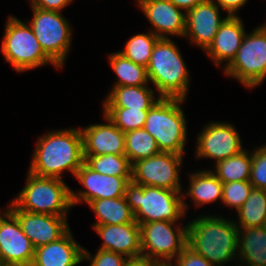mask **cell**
<instances>
[{
    "instance_id": "1",
    "label": "cell",
    "mask_w": 266,
    "mask_h": 266,
    "mask_svg": "<svg viewBox=\"0 0 266 266\" xmlns=\"http://www.w3.org/2000/svg\"><path fill=\"white\" fill-rule=\"evenodd\" d=\"M32 155L28 172L36 176L63 180L66 170L75 176L85 161L80 127L46 132L38 137Z\"/></svg>"
},
{
    "instance_id": "2",
    "label": "cell",
    "mask_w": 266,
    "mask_h": 266,
    "mask_svg": "<svg viewBox=\"0 0 266 266\" xmlns=\"http://www.w3.org/2000/svg\"><path fill=\"white\" fill-rule=\"evenodd\" d=\"M188 224L187 245L214 266L237 259L238 227L234 220L217 215H201Z\"/></svg>"
},
{
    "instance_id": "3",
    "label": "cell",
    "mask_w": 266,
    "mask_h": 266,
    "mask_svg": "<svg viewBox=\"0 0 266 266\" xmlns=\"http://www.w3.org/2000/svg\"><path fill=\"white\" fill-rule=\"evenodd\" d=\"M146 69L148 80L159 97L186 100L191 77L179 47L171 37L157 40Z\"/></svg>"
},
{
    "instance_id": "4",
    "label": "cell",
    "mask_w": 266,
    "mask_h": 266,
    "mask_svg": "<svg viewBox=\"0 0 266 266\" xmlns=\"http://www.w3.org/2000/svg\"><path fill=\"white\" fill-rule=\"evenodd\" d=\"M124 196L138 224L152 221L178 222L186 216L182 191L143 186L130 180Z\"/></svg>"
},
{
    "instance_id": "5",
    "label": "cell",
    "mask_w": 266,
    "mask_h": 266,
    "mask_svg": "<svg viewBox=\"0 0 266 266\" xmlns=\"http://www.w3.org/2000/svg\"><path fill=\"white\" fill-rule=\"evenodd\" d=\"M185 99L163 98L148 110L144 129L156 140L160 152L184 155L187 122L181 105Z\"/></svg>"
},
{
    "instance_id": "6",
    "label": "cell",
    "mask_w": 266,
    "mask_h": 266,
    "mask_svg": "<svg viewBox=\"0 0 266 266\" xmlns=\"http://www.w3.org/2000/svg\"><path fill=\"white\" fill-rule=\"evenodd\" d=\"M26 185L11 200L20 210L68 217L73 208L71 188L64 180L27 173Z\"/></svg>"
},
{
    "instance_id": "7",
    "label": "cell",
    "mask_w": 266,
    "mask_h": 266,
    "mask_svg": "<svg viewBox=\"0 0 266 266\" xmlns=\"http://www.w3.org/2000/svg\"><path fill=\"white\" fill-rule=\"evenodd\" d=\"M6 22L1 52L5 57L4 60L10 63L16 72L23 73L49 63L56 69H60L45 54L28 21L22 22L10 15Z\"/></svg>"
},
{
    "instance_id": "8",
    "label": "cell",
    "mask_w": 266,
    "mask_h": 266,
    "mask_svg": "<svg viewBox=\"0 0 266 266\" xmlns=\"http://www.w3.org/2000/svg\"><path fill=\"white\" fill-rule=\"evenodd\" d=\"M223 73L248 89L262 84L266 77V23L245 34L235 58Z\"/></svg>"
},
{
    "instance_id": "9",
    "label": "cell",
    "mask_w": 266,
    "mask_h": 266,
    "mask_svg": "<svg viewBox=\"0 0 266 266\" xmlns=\"http://www.w3.org/2000/svg\"><path fill=\"white\" fill-rule=\"evenodd\" d=\"M152 221L140 225L141 258L171 263L187 246L188 224Z\"/></svg>"
},
{
    "instance_id": "10",
    "label": "cell",
    "mask_w": 266,
    "mask_h": 266,
    "mask_svg": "<svg viewBox=\"0 0 266 266\" xmlns=\"http://www.w3.org/2000/svg\"><path fill=\"white\" fill-rule=\"evenodd\" d=\"M29 25L45 54L60 68L64 67L72 43V30L61 12L31 7Z\"/></svg>"
},
{
    "instance_id": "11",
    "label": "cell",
    "mask_w": 266,
    "mask_h": 266,
    "mask_svg": "<svg viewBox=\"0 0 266 266\" xmlns=\"http://www.w3.org/2000/svg\"><path fill=\"white\" fill-rule=\"evenodd\" d=\"M184 155L159 152L152 157L132 164L131 180L143 186H152L174 191H183L180 169Z\"/></svg>"
},
{
    "instance_id": "12",
    "label": "cell",
    "mask_w": 266,
    "mask_h": 266,
    "mask_svg": "<svg viewBox=\"0 0 266 266\" xmlns=\"http://www.w3.org/2000/svg\"><path fill=\"white\" fill-rule=\"evenodd\" d=\"M195 157L210 158L214 164L239 154L245 148L237 129L228 122L210 121L196 137Z\"/></svg>"
},
{
    "instance_id": "13",
    "label": "cell",
    "mask_w": 266,
    "mask_h": 266,
    "mask_svg": "<svg viewBox=\"0 0 266 266\" xmlns=\"http://www.w3.org/2000/svg\"><path fill=\"white\" fill-rule=\"evenodd\" d=\"M0 209V258L3 266H29L35 248L23 233L16 216Z\"/></svg>"
},
{
    "instance_id": "14",
    "label": "cell",
    "mask_w": 266,
    "mask_h": 266,
    "mask_svg": "<svg viewBox=\"0 0 266 266\" xmlns=\"http://www.w3.org/2000/svg\"><path fill=\"white\" fill-rule=\"evenodd\" d=\"M75 177L86 190H78V193L71 189L73 207L83 202L88 204L93 200L123 197L126 185L131 180V177L103 175L92 170L85 162L78 169Z\"/></svg>"
},
{
    "instance_id": "15",
    "label": "cell",
    "mask_w": 266,
    "mask_h": 266,
    "mask_svg": "<svg viewBox=\"0 0 266 266\" xmlns=\"http://www.w3.org/2000/svg\"><path fill=\"white\" fill-rule=\"evenodd\" d=\"M7 208L16 216L34 248L58 240L70 229L67 217L23 211L12 201Z\"/></svg>"
},
{
    "instance_id": "16",
    "label": "cell",
    "mask_w": 266,
    "mask_h": 266,
    "mask_svg": "<svg viewBox=\"0 0 266 266\" xmlns=\"http://www.w3.org/2000/svg\"><path fill=\"white\" fill-rule=\"evenodd\" d=\"M221 8L212 0L196 5L186 12L184 37L189 43L205 51L212 43L226 17L220 15Z\"/></svg>"
},
{
    "instance_id": "17",
    "label": "cell",
    "mask_w": 266,
    "mask_h": 266,
    "mask_svg": "<svg viewBox=\"0 0 266 266\" xmlns=\"http://www.w3.org/2000/svg\"><path fill=\"white\" fill-rule=\"evenodd\" d=\"M136 2L152 26L149 30L157 37H184L186 29L184 10L169 0H136Z\"/></svg>"
},
{
    "instance_id": "18",
    "label": "cell",
    "mask_w": 266,
    "mask_h": 266,
    "mask_svg": "<svg viewBox=\"0 0 266 266\" xmlns=\"http://www.w3.org/2000/svg\"><path fill=\"white\" fill-rule=\"evenodd\" d=\"M107 124L95 123L81 128L83 155H125V133L103 114Z\"/></svg>"
},
{
    "instance_id": "19",
    "label": "cell",
    "mask_w": 266,
    "mask_h": 266,
    "mask_svg": "<svg viewBox=\"0 0 266 266\" xmlns=\"http://www.w3.org/2000/svg\"><path fill=\"white\" fill-rule=\"evenodd\" d=\"M102 239L99 249L122 254L128 259L141 258L140 225L135 221L125 224L93 225Z\"/></svg>"
},
{
    "instance_id": "20",
    "label": "cell",
    "mask_w": 266,
    "mask_h": 266,
    "mask_svg": "<svg viewBox=\"0 0 266 266\" xmlns=\"http://www.w3.org/2000/svg\"><path fill=\"white\" fill-rule=\"evenodd\" d=\"M245 34L246 30L239 15L228 16L218 29L212 43L204 52L217 67H221L222 63L226 62V64H223L225 66H222V69H224L235 58Z\"/></svg>"
},
{
    "instance_id": "21",
    "label": "cell",
    "mask_w": 266,
    "mask_h": 266,
    "mask_svg": "<svg viewBox=\"0 0 266 266\" xmlns=\"http://www.w3.org/2000/svg\"><path fill=\"white\" fill-rule=\"evenodd\" d=\"M83 251L69 229L58 240L35 248L31 266H77L83 261Z\"/></svg>"
},
{
    "instance_id": "22",
    "label": "cell",
    "mask_w": 266,
    "mask_h": 266,
    "mask_svg": "<svg viewBox=\"0 0 266 266\" xmlns=\"http://www.w3.org/2000/svg\"><path fill=\"white\" fill-rule=\"evenodd\" d=\"M189 187L187 191L182 192L183 208L186 214L188 204L186 197H190L194 207L199 208L202 205L215 203L222 200L223 183L209 170H200L191 173Z\"/></svg>"
},
{
    "instance_id": "23",
    "label": "cell",
    "mask_w": 266,
    "mask_h": 266,
    "mask_svg": "<svg viewBox=\"0 0 266 266\" xmlns=\"http://www.w3.org/2000/svg\"><path fill=\"white\" fill-rule=\"evenodd\" d=\"M237 257L244 266H266V225L238 228Z\"/></svg>"
},
{
    "instance_id": "24",
    "label": "cell",
    "mask_w": 266,
    "mask_h": 266,
    "mask_svg": "<svg viewBox=\"0 0 266 266\" xmlns=\"http://www.w3.org/2000/svg\"><path fill=\"white\" fill-rule=\"evenodd\" d=\"M148 85L113 87L102 102L103 107L149 110L161 97Z\"/></svg>"
},
{
    "instance_id": "25",
    "label": "cell",
    "mask_w": 266,
    "mask_h": 266,
    "mask_svg": "<svg viewBox=\"0 0 266 266\" xmlns=\"http://www.w3.org/2000/svg\"><path fill=\"white\" fill-rule=\"evenodd\" d=\"M97 221L93 225H113L135 222L134 213L125 196L93 200L88 203Z\"/></svg>"
},
{
    "instance_id": "26",
    "label": "cell",
    "mask_w": 266,
    "mask_h": 266,
    "mask_svg": "<svg viewBox=\"0 0 266 266\" xmlns=\"http://www.w3.org/2000/svg\"><path fill=\"white\" fill-rule=\"evenodd\" d=\"M108 59L112 70L118 78L112 85V88L118 86H141L151 84L148 80L146 67L125 58L119 52L109 54Z\"/></svg>"
},
{
    "instance_id": "27",
    "label": "cell",
    "mask_w": 266,
    "mask_h": 266,
    "mask_svg": "<svg viewBox=\"0 0 266 266\" xmlns=\"http://www.w3.org/2000/svg\"><path fill=\"white\" fill-rule=\"evenodd\" d=\"M250 152L244 149L239 154L219 161L211 171L222 183L249 181L252 164V151Z\"/></svg>"
},
{
    "instance_id": "28",
    "label": "cell",
    "mask_w": 266,
    "mask_h": 266,
    "mask_svg": "<svg viewBox=\"0 0 266 266\" xmlns=\"http://www.w3.org/2000/svg\"><path fill=\"white\" fill-rule=\"evenodd\" d=\"M238 220L235 225L238 228H249L266 225V190L253 188L249 198L236 211Z\"/></svg>"
},
{
    "instance_id": "29",
    "label": "cell",
    "mask_w": 266,
    "mask_h": 266,
    "mask_svg": "<svg viewBox=\"0 0 266 266\" xmlns=\"http://www.w3.org/2000/svg\"><path fill=\"white\" fill-rule=\"evenodd\" d=\"M159 152L156 140L144 128L125 133V155L131 165Z\"/></svg>"
},
{
    "instance_id": "30",
    "label": "cell",
    "mask_w": 266,
    "mask_h": 266,
    "mask_svg": "<svg viewBox=\"0 0 266 266\" xmlns=\"http://www.w3.org/2000/svg\"><path fill=\"white\" fill-rule=\"evenodd\" d=\"M159 37L150 30L147 33H139L126 42L123 50H119L125 58L147 68L154 45Z\"/></svg>"
},
{
    "instance_id": "31",
    "label": "cell",
    "mask_w": 266,
    "mask_h": 266,
    "mask_svg": "<svg viewBox=\"0 0 266 266\" xmlns=\"http://www.w3.org/2000/svg\"><path fill=\"white\" fill-rule=\"evenodd\" d=\"M85 163L94 171L103 175L131 177L132 165L126 155L84 156Z\"/></svg>"
},
{
    "instance_id": "32",
    "label": "cell",
    "mask_w": 266,
    "mask_h": 266,
    "mask_svg": "<svg viewBox=\"0 0 266 266\" xmlns=\"http://www.w3.org/2000/svg\"><path fill=\"white\" fill-rule=\"evenodd\" d=\"M102 110L103 114L124 133L144 128L148 114V110L122 107H103Z\"/></svg>"
},
{
    "instance_id": "33",
    "label": "cell",
    "mask_w": 266,
    "mask_h": 266,
    "mask_svg": "<svg viewBox=\"0 0 266 266\" xmlns=\"http://www.w3.org/2000/svg\"><path fill=\"white\" fill-rule=\"evenodd\" d=\"M252 189L253 186L249 181L223 183L222 202L219 203L227 205L228 208H235V211H237L249 198Z\"/></svg>"
},
{
    "instance_id": "34",
    "label": "cell",
    "mask_w": 266,
    "mask_h": 266,
    "mask_svg": "<svg viewBox=\"0 0 266 266\" xmlns=\"http://www.w3.org/2000/svg\"><path fill=\"white\" fill-rule=\"evenodd\" d=\"M249 182L253 188L266 190V144L252 152V164Z\"/></svg>"
},
{
    "instance_id": "35",
    "label": "cell",
    "mask_w": 266,
    "mask_h": 266,
    "mask_svg": "<svg viewBox=\"0 0 266 266\" xmlns=\"http://www.w3.org/2000/svg\"><path fill=\"white\" fill-rule=\"evenodd\" d=\"M95 254L91 255V253L84 248L83 260L90 261V266H125L129 260L122 254L103 249H98Z\"/></svg>"
},
{
    "instance_id": "36",
    "label": "cell",
    "mask_w": 266,
    "mask_h": 266,
    "mask_svg": "<svg viewBox=\"0 0 266 266\" xmlns=\"http://www.w3.org/2000/svg\"><path fill=\"white\" fill-rule=\"evenodd\" d=\"M174 260L175 262H171L172 266H214L204 256L196 253L188 245Z\"/></svg>"
},
{
    "instance_id": "37",
    "label": "cell",
    "mask_w": 266,
    "mask_h": 266,
    "mask_svg": "<svg viewBox=\"0 0 266 266\" xmlns=\"http://www.w3.org/2000/svg\"><path fill=\"white\" fill-rule=\"evenodd\" d=\"M30 7L39 8L42 10L58 11L62 12L72 0H29Z\"/></svg>"
},
{
    "instance_id": "38",
    "label": "cell",
    "mask_w": 266,
    "mask_h": 266,
    "mask_svg": "<svg viewBox=\"0 0 266 266\" xmlns=\"http://www.w3.org/2000/svg\"><path fill=\"white\" fill-rule=\"evenodd\" d=\"M229 16H236L238 11L244 7L248 0H212ZM237 12V13H236Z\"/></svg>"
},
{
    "instance_id": "39",
    "label": "cell",
    "mask_w": 266,
    "mask_h": 266,
    "mask_svg": "<svg viewBox=\"0 0 266 266\" xmlns=\"http://www.w3.org/2000/svg\"><path fill=\"white\" fill-rule=\"evenodd\" d=\"M178 8L187 12L188 10L194 8L196 5L205 2L207 0H169Z\"/></svg>"
},
{
    "instance_id": "40",
    "label": "cell",
    "mask_w": 266,
    "mask_h": 266,
    "mask_svg": "<svg viewBox=\"0 0 266 266\" xmlns=\"http://www.w3.org/2000/svg\"><path fill=\"white\" fill-rule=\"evenodd\" d=\"M125 266H151V261L144 258L129 259Z\"/></svg>"
},
{
    "instance_id": "41",
    "label": "cell",
    "mask_w": 266,
    "mask_h": 266,
    "mask_svg": "<svg viewBox=\"0 0 266 266\" xmlns=\"http://www.w3.org/2000/svg\"><path fill=\"white\" fill-rule=\"evenodd\" d=\"M151 266H172L171 263H155L151 261Z\"/></svg>"
},
{
    "instance_id": "42",
    "label": "cell",
    "mask_w": 266,
    "mask_h": 266,
    "mask_svg": "<svg viewBox=\"0 0 266 266\" xmlns=\"http://www.w3.org/2000/svg\"><path fill=\"white\" fill-rule=\"evenodd\" d=\"M0 266H3L1 258H0Z\"/></svg>"
}]
</instances>
